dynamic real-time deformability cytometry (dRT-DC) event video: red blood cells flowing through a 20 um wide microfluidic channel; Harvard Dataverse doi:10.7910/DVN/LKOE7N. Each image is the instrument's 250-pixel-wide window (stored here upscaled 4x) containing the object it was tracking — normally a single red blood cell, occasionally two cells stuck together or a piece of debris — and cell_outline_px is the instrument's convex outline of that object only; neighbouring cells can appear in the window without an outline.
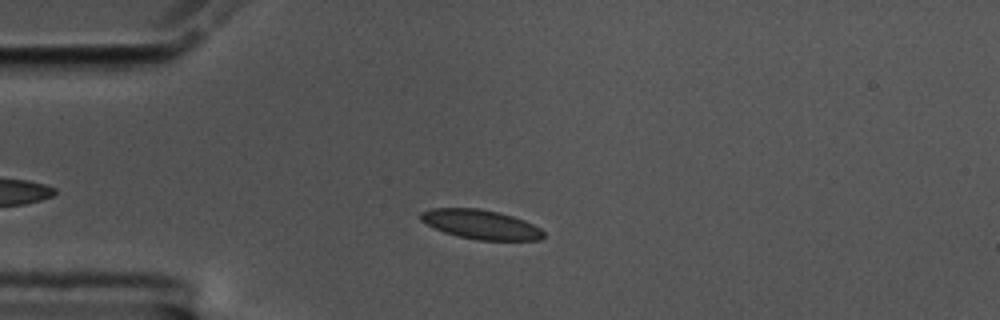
{"species": "common noctule bat (a hibernating species)", "species_latin": "Nyctalus noctula", "temperature_condition": "cold", "stored_images_in_passage": 41, "camera_frame_rate_fps": 3000, "um_per_image_px": 0.085, "animal": {"sex": "male", "body_mass_g": 17.5, "forearm_length_mm": 52.3}, "frame": {"image": 1, "passage_image": 7, "time_ms": 2.0, "image_size_px": [1000, 320], "cell_outline_px": [[544, 236], [540, 240], [480, 240], [456, 236], [444, 232], [420, 220], [420, 212], [432, 208], [480, 208], [500, 212], [524, 220], [540, 228], [544, 232]], "centroid_in_image_um": [40.87, 19.07], "position_along_channel_um": 44.1, "area_um2": 20.98}}
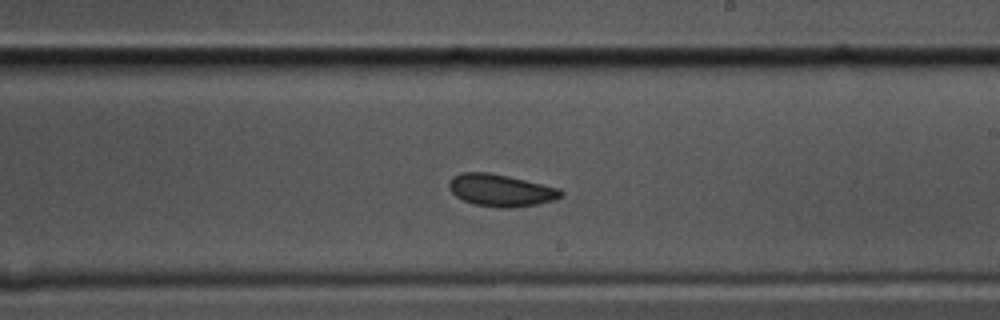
{"frame": {"image": 2, "passage_image": 26, "time_ms": 8.333, "image_size_px": [1000, 320], "cell_outline_px": [[564, 196], [556, 200], [536, 204], [508, 208], [500, 208], [476, 204], [464, 200], [456, 196], [448, 188], [448, 184], [452, 176], [464, 172], [488, 172], [508, 176], [560, 188], [564, 192]], "centroid_in_image_um": [42.59, 16.17], "position_along_channel_um": 246.4, "area_um2": 20.98}}
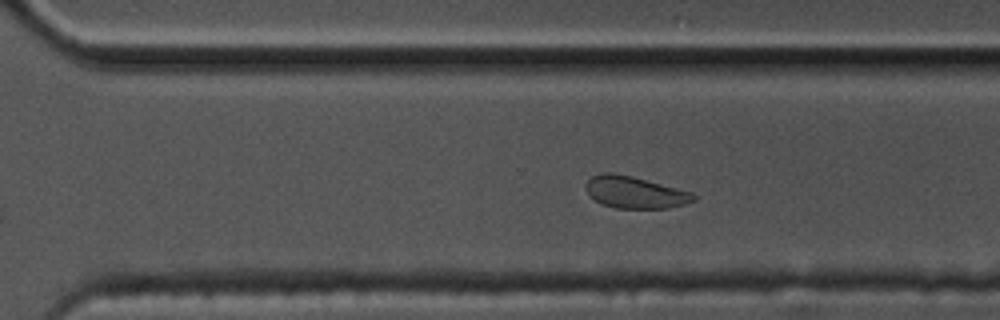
{"frame": {"image": 3, "passage_image": 32, "time_ms": 10.333, "image_size_px": [1000, 320], "cell_outline_px": [[696, 200], [684, 204], [668, 208], [616, 208], [600, 204], [588, 196], [584, 188], [584, 184], [592, 176], [600, 172], [616, 172], [632, 176], [692, 192], [696, 196]], "centroid_in_image_um": [53.9, 16.34], "position_along_channel_um": 316.7, "area_um2": 20.35}, "authors_computed_cell_mechanics": {"area_um2": 20.808, "velocity_mm_per_s": 3.512, "shape_relaxation_time_tau1_ms": 4.6524, "shape_relaxation_time_tau2_ms": 5.3853, "deformation_change_tau1": 0.0887, "deformation_change_tau2": 0.0639}}